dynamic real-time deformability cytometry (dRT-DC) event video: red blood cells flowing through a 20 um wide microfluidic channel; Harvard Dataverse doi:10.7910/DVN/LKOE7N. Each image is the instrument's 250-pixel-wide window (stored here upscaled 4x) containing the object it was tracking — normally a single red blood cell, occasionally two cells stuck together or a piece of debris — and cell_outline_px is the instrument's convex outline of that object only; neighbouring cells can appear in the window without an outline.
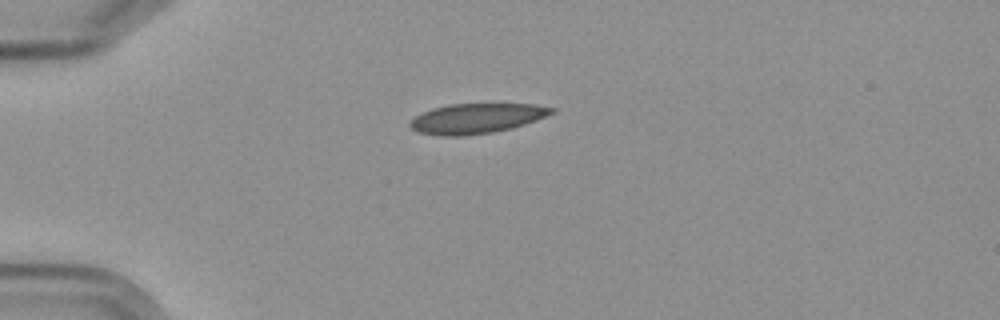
{"species": "Egyptian fruit bat (a non-hibernating species)", "species_latin": "Rousettus aegyptiacus", "temperature_condition": "cold", "stored_images_in_passage": 1, "camera_frame_rate_fps": 3000, "um_per_image_px": 0.085, "frame": {"image": 1, "passage_image": 1, "time_ms": 0.0, "image_size_px": [1000, 320], "cell_outline_px": [[556, 112], [536, 120], [512, 128], [492, 132], [464, 136], [440, 136], [420, 132], [412, 128], [408, 124], [416, 116], [432, 108], [448, 104], [536, 104], [556, 108]], "centroid_in_image_um": [40.54, 10.06], "position_along_channel_um": 44.5, "area_um2": 24.68}}